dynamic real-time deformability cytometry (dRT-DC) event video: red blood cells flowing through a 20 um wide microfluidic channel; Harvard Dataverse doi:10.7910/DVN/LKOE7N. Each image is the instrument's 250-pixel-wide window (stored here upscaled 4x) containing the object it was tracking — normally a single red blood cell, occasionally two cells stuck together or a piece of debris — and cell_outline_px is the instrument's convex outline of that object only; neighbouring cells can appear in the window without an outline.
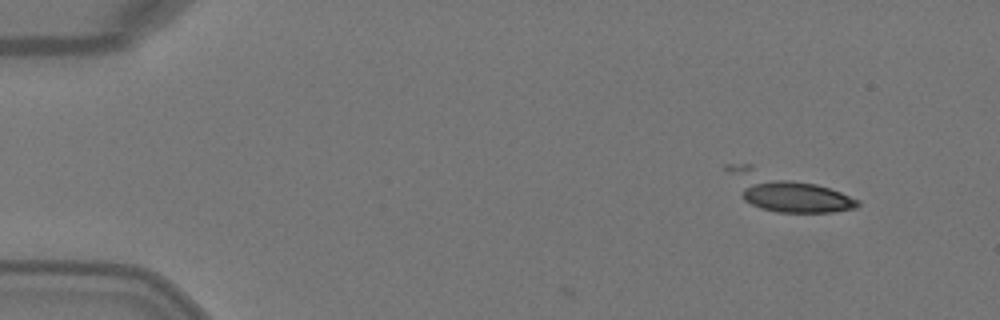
{"species": "Egyptian fruit bat (a non-hibernating species)", "species_latin": "Rousettus aegyptiacus", "temperature_condition": "warm", "stored_images_in_passage": 5, "camera_frame_rate_fps": 3000, "um_per_image_px": 0.085, "animal": {"sex": "female"}, "frame": {"image": 1, "passage_image": 1, "time_ms": 0.0, "image_size_px": [1000, 320], "cell_outline_px": [[860, 204], [856, 208], [832, 212], [776, 212], [760, 208], [744, 200], [744, 188], [752, 180], [792, 180], [816, 184], [840, 192], [860, 200]], "centroid_in_image_um": [67.72, 16.75], "position_along_channel_um": 17.3, "area_um2": 20.87}}
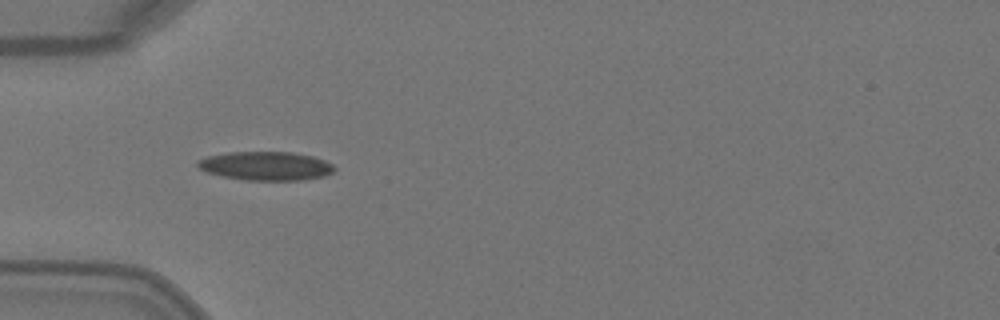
{"frame": {"image": 2, "passage_image": 4, "time_ms": 1.0, "image_size_px": [1000, 320], "cell_outline_px": [[336, 168], [332, 172], [324, 176], [300, 180], [248, 180], [224, 176], [208, 172], [200, 168], [196, 164], [200, 160], [208, 156], [228, 152], [292, 152], [312, 156], [324, 160], [332, 164]], "centroid_in_image_um": [22.63, 14.1], "position_along_channel_um": 62.4, "area_um2": 22.6}}